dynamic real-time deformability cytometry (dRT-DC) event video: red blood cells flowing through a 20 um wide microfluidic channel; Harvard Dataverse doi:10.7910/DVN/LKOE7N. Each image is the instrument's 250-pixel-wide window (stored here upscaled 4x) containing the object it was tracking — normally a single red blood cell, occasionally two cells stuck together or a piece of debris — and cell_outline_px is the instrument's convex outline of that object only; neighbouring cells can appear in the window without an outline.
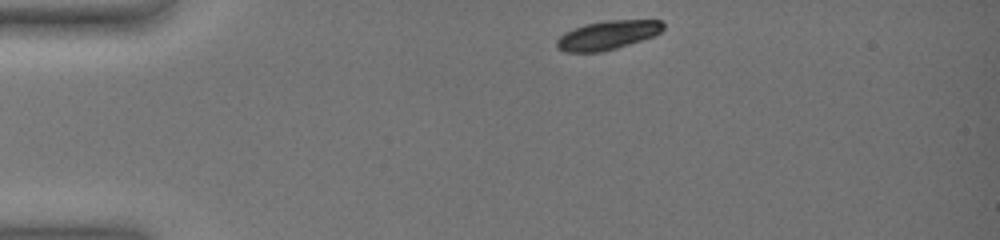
{"species": "common noctule bat (a hibernating species)", "species_latin": "Nyctalus noctula", "temperature_condition": "warm", "stored_images_in_passage": 41, "camera_frame_rate_fps": 3000, "um_per_image_px": 0.085, "animal": {"sex": "female", "body_mass_g": 19.0, "forearm_length_mm": 51.5}, "frame": {"image": 1, "passage_image": 1, "time_ms": 0.0, "image_size_px": [1000, 240], "cell_outline_px": [[664, 28], [660, 32], [652, 36], [616, 48], [600, 52], [564, 52], [556, 48], [556, 40], [564, 32], [572, 28], [584, 24], [608, 20], [660, 20], [664, 24]], "centroid_in_image_um": [51.58, 2.98], "position_along_channel_um": 33.4, "area_um2": 17.92}}
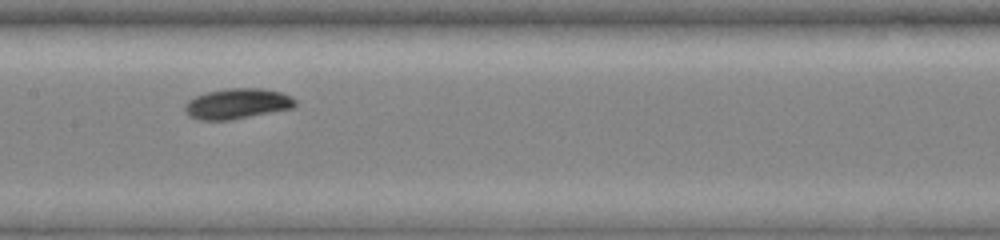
{"frame": {"image": 2, "passage_image": 19, "time_ms": 6.0, "image_size_px": [1000, 240], "cell_outline_px": [[296, 104], [292, 108], [228, 120], [200, 120], [192, 116], [184, 108], [184, 104], [188, 100], [196, 96], [208, 92], [228, 88], [264, 88], [280, 92], [292, 96], [296, 100]], "centroid_in_image_um": [20.19, 8.8], "position_along_channel_um": 187.2, "area_um2": 19.31}}
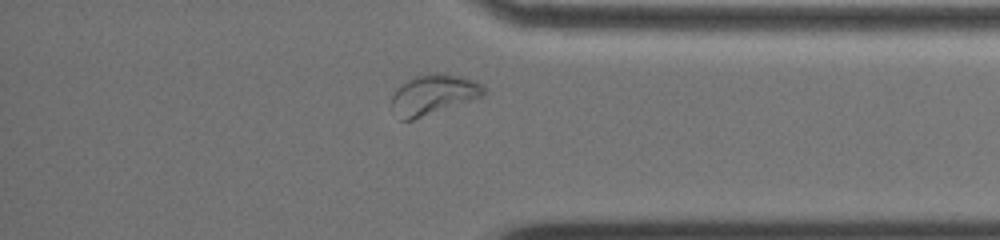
{"frame": {"image": 3, "passage_image": 37, "time_ms": 12.0, "image_size_px": [1000, 240], "cell_outline_px": [[484, 96], [412, 120], [400, 120], [392, 104], [392, 96], [404, 84], [416, 76], [428, 72], [440, 72], [464, 76], [484, 84]], "centroid_in_image_um": [36.91, 8.01], "position_along_channel_um": 398.3, "area_um2": 21.27}, "authors_computed_cell_mechanics": {"area_um2": 18.9006, "velocity_mm_per_s": 3.5261, "shape_relaxation_time_tau1_ms": 1.74, "shape_relaxation_time_tau2_ms": null, "deformation_change_tau1": 0.1137, "deformation_change_tau2": null}}